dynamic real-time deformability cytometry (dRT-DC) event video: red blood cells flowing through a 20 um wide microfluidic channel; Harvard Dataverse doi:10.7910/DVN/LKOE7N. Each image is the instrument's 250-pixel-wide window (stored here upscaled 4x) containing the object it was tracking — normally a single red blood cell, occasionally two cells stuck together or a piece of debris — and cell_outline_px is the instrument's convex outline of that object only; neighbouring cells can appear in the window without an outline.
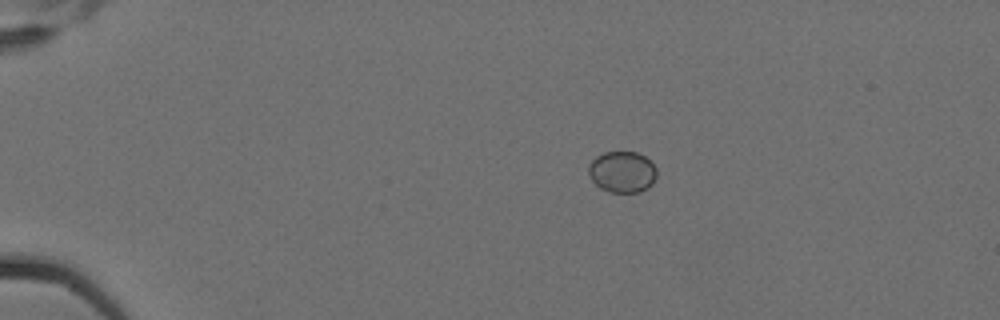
{"species": "Egyptian fruit bat (a non-hibernating species)", "species_latin": "Rousettus aegyptiacus", "temperature_condition": "cold", "stored_images_in_passage": 5, "camera_frame_rate_fps": 3000, "um_per_image_px": 0.085, "animal": {"sex": "female"}, "frame": {"image": 1, "passage_image": 3, "time_ms": 0.667, "image_size_px": [1000, 320], "cell_outline_px": [[656, 176], [652, 184], [648, 188], [640, 192], [612, 192], [600, 188], [592, 180], [588, 172], [588, 164], [596, 156], [604, 152], [636, 152], [644, 156], [656, 168]], "centroid_in_image_um": [52.87, 14.61], "position_along_channel_um": 32.1, "area_um2": 16.36}}